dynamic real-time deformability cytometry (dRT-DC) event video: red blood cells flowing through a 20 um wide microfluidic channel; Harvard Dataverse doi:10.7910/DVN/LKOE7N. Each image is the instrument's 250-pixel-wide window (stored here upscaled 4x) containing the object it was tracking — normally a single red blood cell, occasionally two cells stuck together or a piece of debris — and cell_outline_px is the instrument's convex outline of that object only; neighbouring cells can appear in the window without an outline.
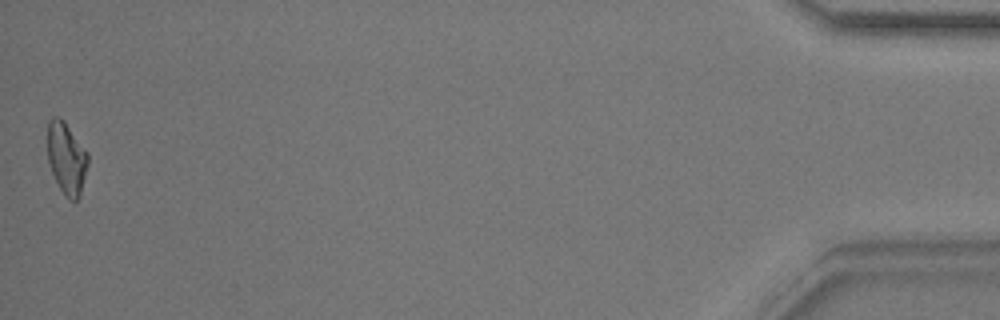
{"species": "common noctule bat (a hibernating species)", "species_latin": "Nyctalus noctula", "temperature_condition": "warm", "stored_images_in_passage": 40, "camera_frame_rate_fps": 3000, "um_per_image_px": 0.085, "animal": {"sex": "male", "body_mass_g": 17.9}, "frame": {"image": 1, "passage_image": 40, "time_ms": 13.0, "image_size_px": [1000, 320], "cell_outline_px": [[88, 164], [80, 196], [76, 200], [68, 200], [60, 188], [52, 172], [48, 160], [48, 120], [52, 116], [60, 116], [64, 120], [88, 152]], "centroid_in_image_um": [5.66, 13.42], "position_along_channel_um": 429.5, "area_um2": 16.99}, "authors_computed_cell_mechanics": {"area_um2": 17.2533, "velocity_mm_per_s": 3.8731, "shape_relaxation_time_tau1_ms": 3.6503, "shape_relaxation_time_tau2_ms": 6.2147, "deformation_change_tau1": 0.1216, "deformation_change_tau2": 0.1427}}